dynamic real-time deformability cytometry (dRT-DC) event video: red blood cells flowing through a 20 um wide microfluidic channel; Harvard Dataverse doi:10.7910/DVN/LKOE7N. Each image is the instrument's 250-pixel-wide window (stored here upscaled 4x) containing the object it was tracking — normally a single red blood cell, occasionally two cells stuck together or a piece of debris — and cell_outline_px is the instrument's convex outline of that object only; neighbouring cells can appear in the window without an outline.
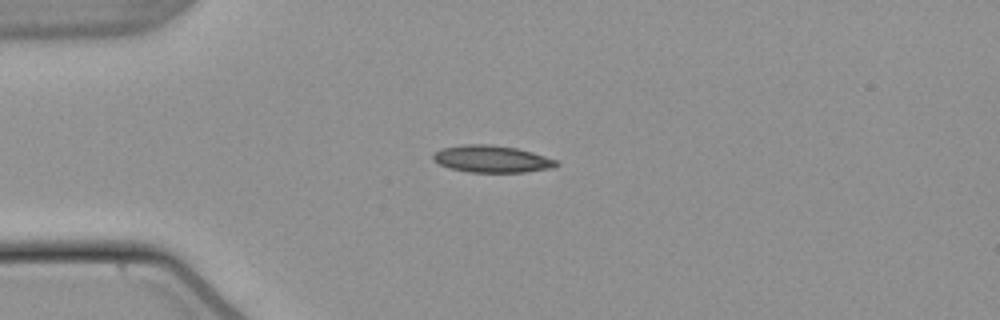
{"species": "common noctule bat (a hibernating species)", "species_latin": "Nyctalus noctula", "temperature_condition": "warm", "stored_images_in_passage": 41, "camera_frame_rate_fps": 3000, "um_per_image_px": 0.085, "animal": {"sex": "male", "body_mass_g": 21.5, "forearm_length_mm": 52.0}, "frame": {"image": 1, "passage_image": 1, "time_ms": 0.0, "image_size_px": [1000, 320], "cell_outline_px": [[560, 164], [552, 168], [524, 172], [468, 172], [452, 168], [440, 164], [432, 160], [432, 152], [440, 148], [464, 144], [488, 144], [516, 148], [532, 152], [556, 160]], "centroid_in_image_um": [41.76, 13.5], "position_along_channel_um": 43.2, "area_um2": 19.42}}
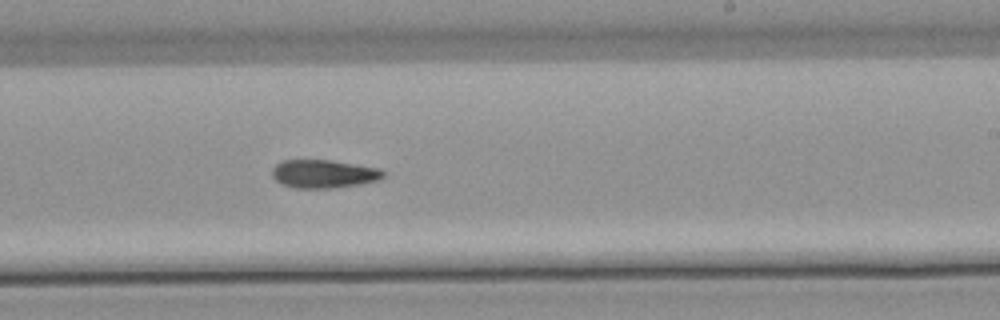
{"frame": {"image": 2, "passage_image": 20, "time_ms": 6.333, "image_size_px": [1000, 320], "cell_outline_px": [[384, 176], [380, 180], [360, 184], [332, 188], [296, 188], [284, 184], [276, 180], [272, 176], [272, 168], [280, 160], [332, 160], [380, 168], [384, 172]], "centroid_in_image_um": [27.53, 14.77], "position_along_channel_um": 261.5, "area_um2": 18.38}}
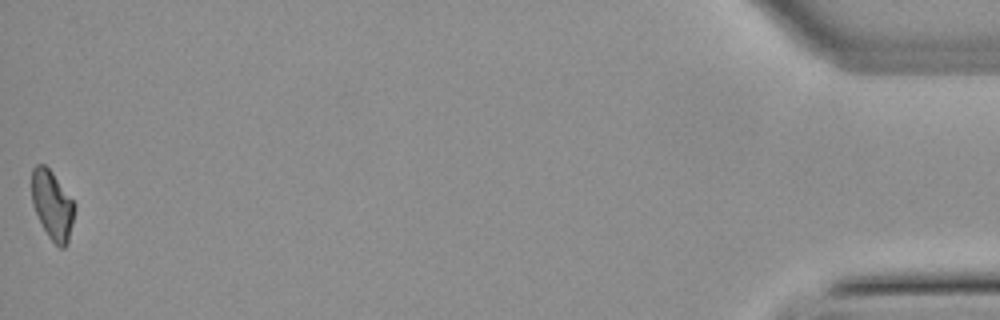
{"frame": {"image": 3, "passage_image": 41, "time_ms": 13.333, "image_size_px": [1000, 320], "cell_outline_px": [[76, 208], [68, 244], [64, 248], [60, 248], [48, 236], [32, 204], [32, 168], [36, 164], [44, 164], [52, 172], [76, 204]], "centroid_in_image_um": [4.47, 17.43], "position_along_channel_um": 430.7, "area_um2": 17.17}, "authors_computed_cell_mechanics": {"area_um2": 18.2648, "velocity_mm_per_s": 3.828, "shape_relaxation_time_tau1_ms": null, "shape_relaxation_time_tau2_ms": 10.3327, "deformation_change_tau1": null, "deformation_change_tau2": 0.1715}}